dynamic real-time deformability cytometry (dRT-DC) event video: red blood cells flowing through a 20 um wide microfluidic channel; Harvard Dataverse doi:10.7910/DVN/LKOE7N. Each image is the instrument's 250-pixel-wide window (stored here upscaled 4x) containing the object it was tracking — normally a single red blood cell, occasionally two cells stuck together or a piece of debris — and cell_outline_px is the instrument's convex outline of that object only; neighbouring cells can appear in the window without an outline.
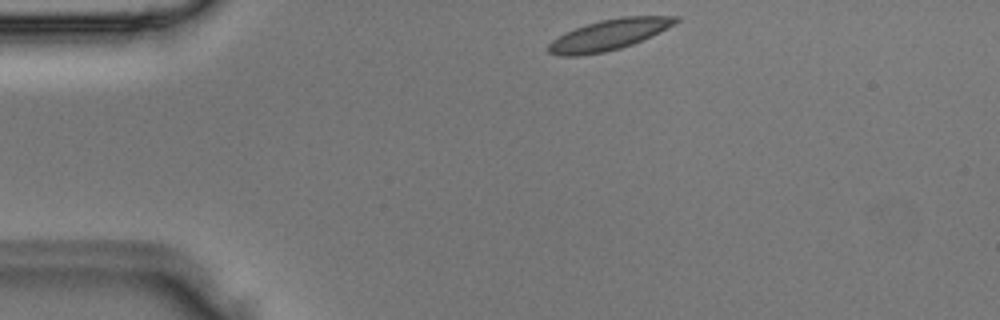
{"species": "Egyptian fruit bat (a non-hibernating species)", "species_latin": "Rousettus aegyptiacus", "temperature_condition": "room temperature", "stored_images_in_passage": 2, "camera_frame_rate_fps": 3000, "um_per_image_px": 0.085, "animal": {"sex": "male"}, "frame": {"image": 1, "passage_image": 1, "time_ms": 0.0, "image_size_px": [1000, 320], "cell_outline_px": [[680, 20], [660, 32], [652, 36], [632, 44], [620, 48], [604, 52], [576, 56], [556, 56], [548, 52], [544, 48], [552, 40], [564, 32], [600, 20], [624, 16], [680, 16]], "centroid_in_image_um": [51.71, 2.96], "position_along_channel_um": 33.3, "area_um2": 22.83}}